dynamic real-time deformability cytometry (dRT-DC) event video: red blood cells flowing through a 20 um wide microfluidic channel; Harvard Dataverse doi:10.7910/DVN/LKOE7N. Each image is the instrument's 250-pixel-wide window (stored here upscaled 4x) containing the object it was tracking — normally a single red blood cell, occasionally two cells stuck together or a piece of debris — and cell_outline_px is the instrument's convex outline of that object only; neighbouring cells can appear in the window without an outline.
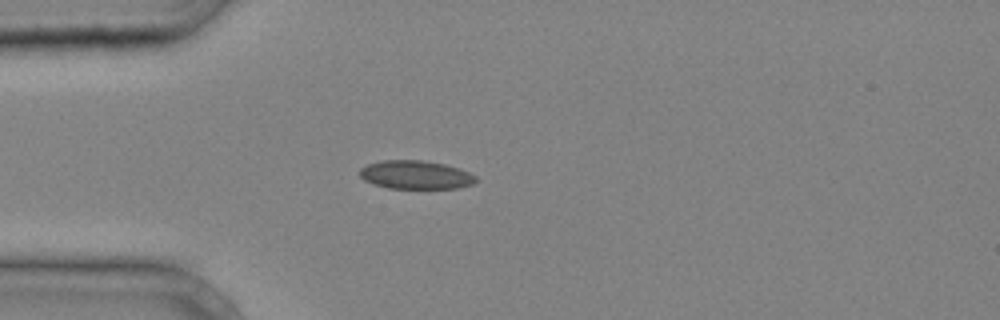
{"species": "common noctule bat (a hibernating species)", "species_latin": "Nyctalus noctula", "temperature_condition": "cold", "stored_images_in_passage": 30, "camera_frame_rate_fps": 3000, "um_per_image_px": 0.085, "animal": {"sex": "male", "body_mass_g": 20.4}, "frame": {"image": 1, "passage_image": 1, "time_ms": 0.0, "image_size_px": [1000, 320], "cell_outline_px": [[476, 180], [472, 184], [456, 188], [388, 188], [372, 184], [364, 180], [360, 176], [360, 168], [368, 164], [384, 160], [420, 160], [444, 164], [460, 168], [476, 176]], "centroid_in_image_um": [35.31, 14.86], "position_along_channel_um": 49.7, "area_um2": 19.19}}
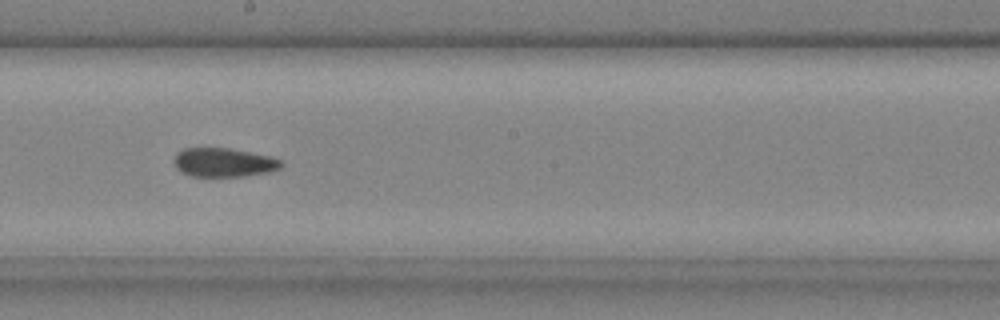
{"frame": {"image": 2, "passage_image": 13, "time_ms": 4.0, "image_size_px": [1000, 320], "cell_outline_px": [[284, 164], [280, 168], [268, 172], [244, 176], [192, 176], [180, 172], [176, 168], [176, 152], [184, 148], [228, 148], [268, 156], [280, 160]], "centroid_in_image_um": [19.01, 13.81], "position_along_channel_um": 229.2, "area_um2": 17.8}}
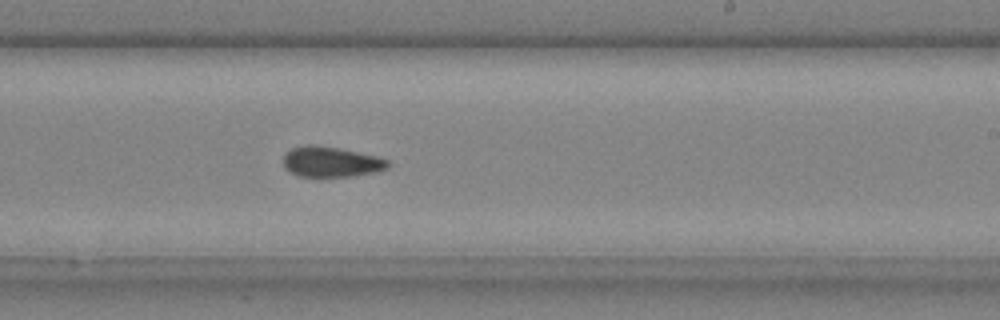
{"frame": {"image": 3, "passage_image": 15, "time_ms": 4.667, "image_size_px": [1000, 320], "cell_outline_px": [[392, 164], [388, 168], [376, 172], [352, 176], [300, 176], [284, 168], [284, 156], [292, 148], [308, 144], [312, 144], [340, 148], [376, 156], [388, 160]], "centroid_in_image_um": [28.18, 13.75], "position_along_channel_um": 260.8, "area_um2": 18.44}}